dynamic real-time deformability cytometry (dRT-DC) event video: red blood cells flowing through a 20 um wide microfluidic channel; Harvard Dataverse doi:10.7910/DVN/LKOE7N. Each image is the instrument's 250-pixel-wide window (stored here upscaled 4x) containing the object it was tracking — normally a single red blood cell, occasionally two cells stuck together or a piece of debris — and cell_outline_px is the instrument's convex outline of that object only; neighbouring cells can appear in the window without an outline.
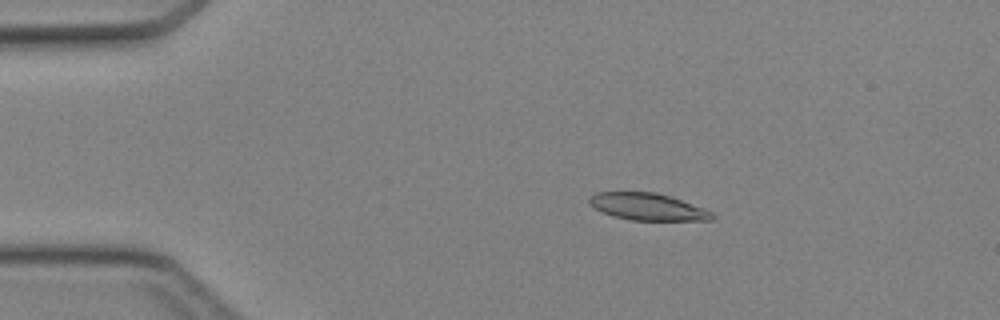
{"species": "Egyptian fruit bat (a non-hibernating species)", "species_latin": "Rousettus aegyptiacus", "temperature_condition": "cold", "stored_images_in_passage": 46, "camera_frame_rate_fps": 3000, "um_per_image_px": 0.085, "animal": {"sex": "female"}, "frame": {"image": 1, "passage_image": 9, "time_ms": 2.667, "image_size_px": [1000, 320], "cell_outline_px": [[716, 216], [712, 220], [632, 220], [612, 216], [588, 204], [588, 200], [596, 192], [656, 192], [672, 196], [704, 208], [712, 212]], "centroid_in_image_um": [55.08, 17.57], "position_along_channel_um": 29.9, "area_um2": 19.36}}
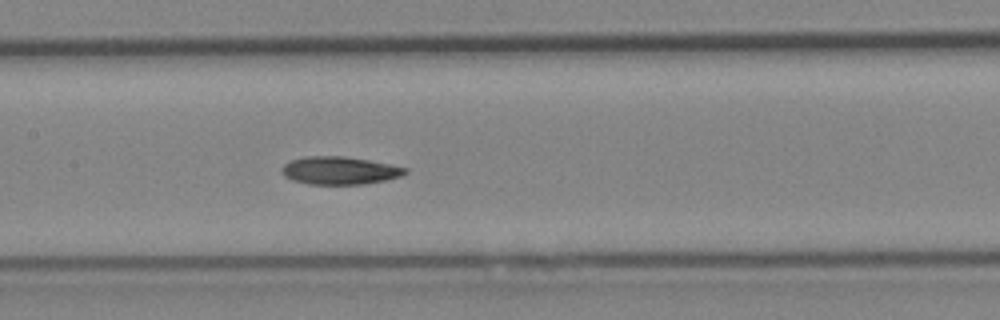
{"frame": {"image": 2, "passage_image": 23, "time_ms": 7.333, "image_size_px": [1000, 320], "cell_outline_px": [[408, 172], [400, 176], [384, 180], [364, 184], [308, 184], [292, 180], [284, 176], [284, 164], [292, 160], [304, 156], [344, 156], [368, 160], [408, 168]], "centroid_in_image_um": [28.87, 14.49], "position_along_channel_um": 178.5, "area_um2": 19.77}}
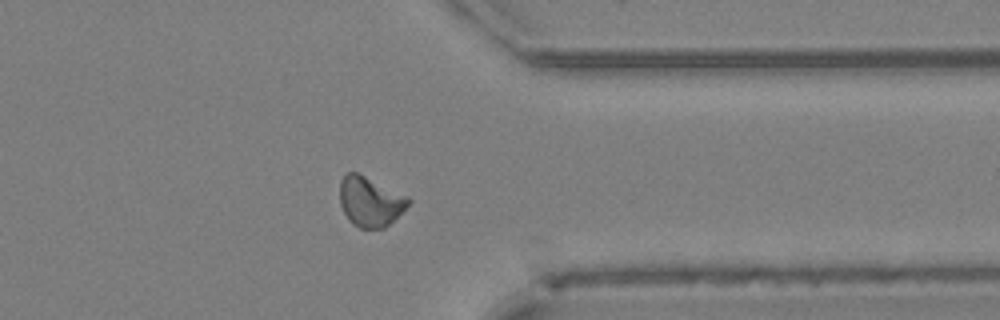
{"frame": {"image": 3, "passage_image": 37, "time_ms": 12.0, "image_size_px": [1000, 320], "cell_outline_px": [[412, 200], [384, 228], [360, 228], [352, 224], [348, 220], [340, 204], [340, 180], [348, 172], [356, 172], [408, 196]], "centroid_in_image_um": [31.43, 17.13], "position_along_channel_um": 380.0, "area_um2": 19.59}}